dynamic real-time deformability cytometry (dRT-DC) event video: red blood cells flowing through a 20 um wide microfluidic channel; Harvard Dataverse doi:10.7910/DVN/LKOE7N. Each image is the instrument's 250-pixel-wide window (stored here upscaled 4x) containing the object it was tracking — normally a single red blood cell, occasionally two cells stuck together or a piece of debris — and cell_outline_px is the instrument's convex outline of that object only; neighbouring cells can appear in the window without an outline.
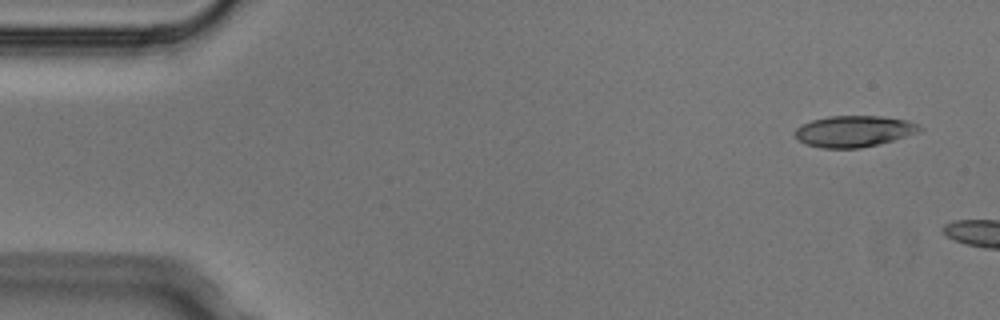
{"species": "Egyptian fruit bat (a non-hibernating species)", "species_latin": "Rousettus aegyptiacus", "temperature_condition": "cold", "stored_images_in_passage": 2, "camera_frame_rate_fps": 3000, "um_per_image_px": 0.085, "animal": {"sex": "male"}, "frame": {"image": 1, "passage_image": 1, "time_ms": 0.0, "image_size_px": [1000, 320], "cell_outline_px": [[924, 128], [920, 132], [892, 140], [860, 148], [820, 148], [804, 144], [792, 132], [800, 124], [812, 120], [828, 116], [880, 116], [904, 120], [916, 124]], "centroid_in_image_um": [72.53, 11.16], "position_along_channel_um": 12.5, "area_um2": 22.66}}